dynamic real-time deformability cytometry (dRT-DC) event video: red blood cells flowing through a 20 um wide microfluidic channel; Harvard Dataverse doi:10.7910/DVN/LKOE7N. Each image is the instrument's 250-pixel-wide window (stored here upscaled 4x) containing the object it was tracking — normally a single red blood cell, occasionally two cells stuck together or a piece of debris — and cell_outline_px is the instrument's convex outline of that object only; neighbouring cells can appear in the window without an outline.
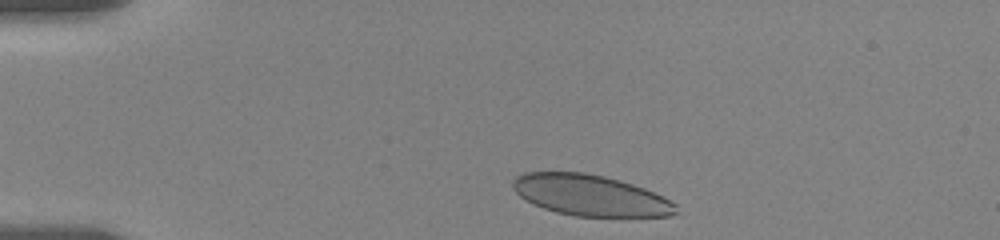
{"species": "human", "species_latin": "Homo sapiens", "temperature_condition": "room temperature", "stored_images_in_passage": 4, "camera_frame_rate_fps": 3000, "um_per_image_px": 0.085, "donor": {"sex": "female"}, "frame": {"image": 1, "passage_image": 1, "time_ms": 0.0, "image_size_px": [1000, 240], "cell_outline_px": [[676, 212], [668, 216], [576, 216], [556, 212], [532, 204], [524, 200], [512, 188], [512, 180], [516, 176], [524, 172], [584, 172], [604, 176], [632, 184], [644, 188], [676, 204]], "centroid_in_image_um": [50.1, 16.59], "position_along_channel_um": 34.9, "area_um2": 38.67}}
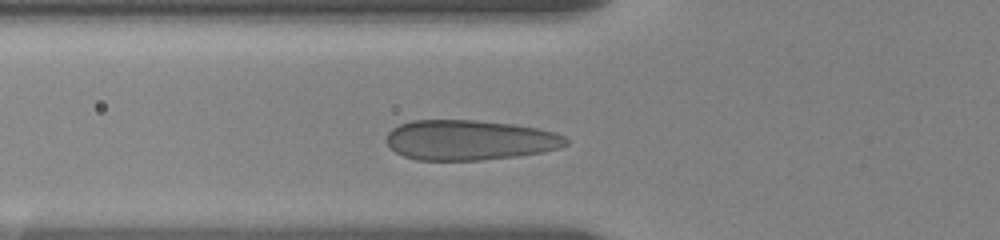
{"frame": {"image": 2, "passage_image": 4, "time_ms": 3.0, "image_size_px": [1000, 240], "cell_outline_px": [[568, 144], [560, 148], [544, 152], [516, 156], [480, 160], [416, 160], [404, 156], [396, 152], [388, 144], [388, 132], [392, 128], [400, 124], [412, 120], [472, 120], [512, 124], [536, 128], [556, 132], [564, 136], [568, 140]], "centroid_in_image_um": [39.94, 11.91], "position_along_channel_um": 85.9, "area_um2": 41.91}}